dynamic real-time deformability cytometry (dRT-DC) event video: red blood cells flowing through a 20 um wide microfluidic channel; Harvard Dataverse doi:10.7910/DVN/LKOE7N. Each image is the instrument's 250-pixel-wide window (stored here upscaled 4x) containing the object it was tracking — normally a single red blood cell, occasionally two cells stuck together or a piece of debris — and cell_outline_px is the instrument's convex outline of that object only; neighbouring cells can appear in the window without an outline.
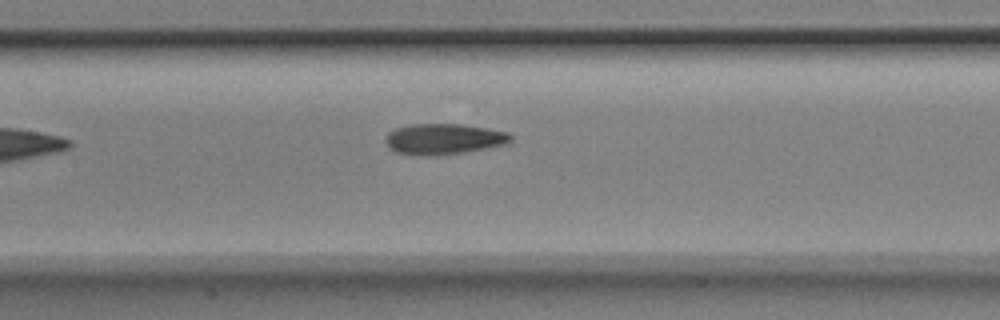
{"species": "Egyptian fruit bat (a non-hibernating species)", "species_latin": "Rousettus aegyptiacus", "temperature_condition": "room temperature", "stored_images_in_passage": 4, "camera_frame_rate_fps": 3000, "um_per_image_px": 0.085, "animal": {"sex": "male"}, "frame": {"image": 1, "passage_image": 4, "time_ms": 1.0, "image_size_px": [1000, 320], "cell_outline_px": [[512, 140], [504, 144], [484, 148], [460, 152], [396, 152], [388, 148], [384, 140], [388, 132], [396, 128], [408, 124], [460, 124], [488, 128], [508, 132], [512, 136]], "centroid_in_image_um": [37.72, 11.74], "position_along_channel_um": 169.7, "area_um2": 21.33}}